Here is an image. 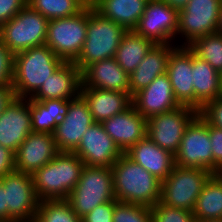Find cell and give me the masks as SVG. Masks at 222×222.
<instances>
[{
    "label": "cell",
    "instance_id": "cell-1",
    "mask_svg": "<svg viewBox=\"0 0 222 222\" xmlns=\"http://www.w3.org/2000/svg\"><path fill=\"white\" fill-rule=\"evenodd\" d=\"M111 169L117 201L151 208L160 201L162 181L135 163L125 153Z\"/></svg>",
    "mask_w": 222,
    "mask_h": 222
},
{
    "label": "cell",
    "instance_id": "cell-2",
    "mask_svg": "<svg viewBox=\"0 0 222 222\" xmlns=\"http://www.w3.org/2000/svg\"><path fill=\"white\" fill-rule=\"evenodd\" d=\"M84 162L73 152H59L32 174L38 199L66 200L79 182Z\"/></svg>",
    "mask_w": 222,
    "mask_h": 222
},
{
    "label": "cell",
    "instance_id": "cell-3",
    "mask_svg": "<svg viewBox=\"0 0 222 222\" xmlns=\"http://www.w3.org/2000/svg\"><path fill=\"white\" fill-rule=\"evenodd\" d=\"M63 62L46 44L14 54L12 87L16 97H32Z\"/></svg>",
    "mask_w": 222,
    "mask_h": 222
},
{
    "label": "cell",
    "instance_id": "cell-4",
    "mask_svg": "<svg viewBox=\"0 0 222 222\" xmlns=\"http://www.w3.org/2000/svg\"><path fill=\"white\" fill-rule=\"evenodd\" d=\"M127 30L87 6L86 40L78 58L73 62L81 72L94 62L115 57Z\"/></svg>",
    "mask_w": 222,
    "mask_h": 222
},
{
    "label": "cell",
    "instance_id": "cell-5",
    "mask_svg": "<svg viewBox=\"0 0 222 222\" xmlns=\"http://www.w3.org/2000/svg\"><path fill=\"white\" fill-rule=\"evenodd\" d=\"M113 173L110 167L84 166L79 182L66 201L82 218L96 206L115 200Z\"/></svg>",
    "mask_w": 222,
    "mask_h": 222
},
{
    "label": "cell",
    "instance_id": "cell-6",
    "mask_svg": "<svg viewBox=\"0 0 222 222\" xmlns=\"http://www.w3.org/2000/svg\"><path fill=\"white\" fill-rule=\"evenodd\" d=\"M214 173L205 169L175 165L162 181L160 203L193 212L197 198Z\"/></svg>",
    "mask_w": 222,
    "mask_h": 222
},
{
    "label": "cell",
    "instance_id": "cell-7",
    "mask_svg": "<svg viewBox=\"0 0 222 222\" xmlns=\"http://www.w3.org/2000/svg\"><path fill=\"white\" fill-rule=\"evenodd\" d=\"M49 20L28 5L0 27V40L13 53L45 45Z\"/></svg>",
    "mask_w": 222,
    "mask_h": 222
},
{
    "label": "cell",
    "instance_id": "cell-8",
    "mask_svg": "<svg viewBox=\"0 0 222 222\" xmlns=\"http://www.w3.org/2000/svg\"><path fill=\"white\" fill-rule=\"evenodd\" d=\"M87 6L77 15L49 20L45 44L64 62H74L83 48Z\"/></svg>",
    "mask_w": 222,
    "mask_h": 222
},
{
    "label": "cell",
    "instance_id": "cell-9",
    "mask_svg": "<svg viewBox=\"0 0 222 222\" xmlns=\"http://www.w3.org/2000/svg\"><path fill=\"white\" fill-rule=\"evenodd\" d=\"M221 5L222 0H189L178 12L176 37L185 38L179 46H188L197 38L217 32Z\"/></svg>",
    "mask_w": 222,
    "mask_h": 222
},
{
    "label": "cell",
    "instance_id": "cell-10",
    "mask_svg": "<svg viewBox=\"0 0 222 222\" xmlns=\"http://www.w3.org/2000/svg\"><path fill=\"white\" fill-rule=\"evenodd\" d=\"M209 135V123L198 114L186 127L175 165L205 169L213 172V155Z\"/></svg>",
    "mask_w": 222,
    "mask_h": 222
},
{
    "label": "cell",
    "instance_id": "cell-11",
    "mask_svg": "<svg viewBox=\"0 0 222 222\" xmlns=\"http://www.w3.org/2000/svg\"><path fill=\"white\" fill-rule=\"evenodd\" d=\"M199 114L189 106L181 105L147 119V136L159 147L175 155L186 127Z\"/></svg>",
    "mask_w": 222,
    "mask_h": 222
},
{
    "label": "cell",
    "instance_id": "cell-12",
    "mask_svg": "<svg viewBox=\"0 0 222 222\" xmlns=\"http://www.w3.org/2000/svg\"><path fill=\"white\" fill-rule=\"evenodd\" d=\"M0 180L6 190L8 222H34L40 200L32 175L15 170Z\"/></svg>",
    "mask_w": 222,
    "mask_h": 222
},
{
    "label": "cell",
    "instance_id": "cell-13",
    "mask_svg": "<svg viewBox=\"0 0 222 222\" xmlns=\"http://www.w3.org/2000/svg\"><path fill=\"white\" fill-rule=\"evenodd\" d=\"M177 20L175 9L161 0H149L133 31L155 44H172L177 33Z\"/></svg>",
    "mask_w": 222,
    "mask_h": 222
},
{
    "label": "cell",
    "instance_id": "cell-14",
    "mask_svg": "<svg viewBox=\"0 0 222 222\" xmlns=\"http://www.w3.org/2000/svg\"><path fill=\"white\" fill-rule=\"evenodd\" d=\"M95 123L87 102L79 95L69 100V108L55 127L53 134L59 152H73L82 136Z\"/></svg>",
    "mask_w": 222,
    "mask_h": 222
},
{
    "label": "cell",
    "instance_id": "cell-15",
    "mask_svg": "<svg viewBox=\"0 0 222 222\" xmlns=\"http://www.w3.org/2000/svg\"><path fill=\"white\" fill-rule=\"evenodd\" d=\"M85 166L112 167L123 152L106 133L101 123H94L73 151Z\"/></svg>",
    "mask_w": 222,
    "mask_h": 222
},
{
    "label": "cell",
    "instance_id": "cell-16",
    "mask_svg": "<svg viewBox=\"0 0 222 222\" xmlns=\"http://www.w3.org/2000/svg\"><path fill=\"white\" fill-rule=\"evenodd\" d=\"M58 153L53 134L31 132L14 153L15 170L32 175Z\"/></svg>",
    "mask_w": 222,
    "mask_h": 222
},
{
    "label": "cell",
    "instance_id": "cell-17",
    "mask_svg": "<svg viewBox=\"0 0 222 222\" xmlns=\"http://www.w3.org/2000/svg\"><path fill=\"white\" fill-rule=\"evenodd\" d=\"M31 132L30 102L16 97L0 115V144L15 153Z\"/></svg>",
    "mask_w": 222,
    "mask_h": 222
},
{
    "label": "cell",
    "instance_id": "cell-18",
    "mask_svg": "<svg viewBox=\"0 0 222 222\" xmlns=\"http://www.w3.org/2000/svg\"><path fill=\"white\" fill-rule=\"evenodd\" d=\"M132 105L146 120L181 106L175 99L167 74L156 77L132 97Z\"/></svg>",
    "mask_w": 222,
    "mask_h": 222
},
{
    "label": "cell",
    "instance_id": "cell-19",
    "mask_svg": "<svg viewBox=\"0 0 222 222\" xmlns=\"http://www.w3.org/2000/svg\"><path fill=\"white\" fill-rule=\"evenodd\" d=\"M101 124L123 153L147 136V120L133 105Z\"/></svg>",
    "mask_w": 222,
    "mask_h": 222
},
{
    "label": "cell",
    "instance_id": "cell-20",
    "mask_svg": "<svg viewBox=\"0 0 222 222\" xmlns=\"http://www.w3.org/2000/svg\"><path fill=\"white\" fill-rule=\"evenodd\" d=\"M191 73L192 51L187 46H177L169 55L166 74L178 103L194 108V88Z\"/></svg>",
    "mask_w": 222,
    "mask_h": 222
},
{
    "label": "cell",
    "instance_id": "cell-21",
    "mask_svg": "<svg viewBox=\"0 0 222 222\" xmlns=\"http://www.w3.org/2000/svg\"><path fill=\"white\" fill-rule=\"evenodd\" d=\"M82 72L73 62H63L31 97L34 100H71L80 95Z\"/></svg>",
    "mask_w": 222,
    "mask_h": 222
},
{
    "label": "cell",
    "instance_id": "cell-22",
    "mask_svg": "<svg viewBox=\"0 0 222 222\" xmlns=\"http://www.w3.org/2000/svg\"><path fill=\"white\" fill-rule=\"evenodd\" d=\"M80 95L87 102L96 123H102L132 105V97L126 92L89 88L81 84Z\"/></svg>",
    "mask_w": 222,
    "mask_h": 222
},
{
    "label": "cell",
    "instance_id": "cell-23",
    "mask_svg": "<svg viewBox=\"0 0 222 222\" xmlns=\"http://www.w3.org/2000/svg\"><path fill=\"white\" fill-rule=\"evenodd\" d=\"M125 154L160 181H164L175 166V155L159 147L148 136Z\"/></svg>",
    "mask_w": 222,
    "mask_h": 222
},
{
    "label": "cell",
    "instance_id": "cell-24",
    "mask_svg": "<svg viewBox=\"0 0 222 222\" xmlns=\"http://www.w3.org/2000/svg\"><path fill=\"white\" fill-rule=\"evenodd\" d=\"M177 46L179 45L155 44L151 48L137 68L129 74L131 97L146 88L156 77L166 74L169 55Z\"/></svg>",
    "mask_w": 222,
    "mask_h": 222
},
{
    "label": "cell",
    "instance_id": "cell-25",
    "mask_svg": "<svg viewBox=\"0 0 222 222\" xmlns=\"http://www.w3.org/2000/svg\"><path fill=\"white\" fill-rule=\"evenodd\" d=\"M82 84L89 88L130 93L129 74L119 66L115 57L89 65L82 72Z\"/></svg>",
    "mask_w": 222,
    "mask_h": 222
},
{
    "label": "cell",
    "instance_id": "cell-26",
    "mask_svg": "<svg viewBox=\"0 0 222 222\" xmlns=\"http://www.w3.org/2000/svg\"><path fill=\"white\" fill-rule=\"evenodd\" d=\"M191 74L194 88V109L199 112L208 102L222 96L221 74L208 62L195 56L193 52Z\"/></svg>",
    "mask_w": 222,
    "mask_h": 222
},
{
    "label": "cell",
    "instance_id": "cell-27",
    "mask_svg": "<svg viewBox=\"0 0 222 222\" xmlns=\"http://www.w3.org/2000/svg\"><path fill=\"white\" fill-rule=\"evenodd\" d=\"M149 0H97L93 8L103 17L111 19L124 27L127 31H133Z\"/></svg>",
    "mask_w": 222,
    "mask_h": 222
},
{
    "label": "cell",
    "instance_id": "cell-28",
    "mask_svg": "<svg viewBox=\"0 0 222 222\" xmlns=\"http://www.w3.org/2000/svg\"><path fill=\"white\" fill-rule=\"evenodd\" d=\"M33 132L52 134L58 122L65 117L69 100L46 99L37 101L28 98Z\"/></svg>",
    "mask_w": 222,
    "mask_h": 222
},
{
    "label": "cell",
    "instance_id": "cell-29",
    "mask_svg": "<svg viewBox=\"0 0 222 222\" xmlns=\"http://www.w3.org/2000/svg\"><path fill=\"white\" fill-rule=\"evenodd\" d=\"M194 220L222 219V175L213 174L197 198Z\"/></svg>",
    "mask_w": 222,
    "mask_h": 222
},
{
    "label": "cell",
    "instance_id": "cell-30",
    "mask_svg": "<svg viewBox=\"0 0 222 222\" xmlns=\"http://www.w3.org/2000/svg\"><path fill=\"white\" fill-rule=\"evenodd\" d=\"M155 43L134 31H127L116 51L115 59L128 74L133 72Z\"/></svg>",
    "mask_w": 222,
    "mask_h": 222
},
{
    "label": "cell",
    "instance_id": "cell-31",
    "mask_svg": "<svg viewBox=\"0 0 222 222\" xmlns=\"http://www.w3.org/2000/svg\"><path fill=\"white\" fill-rule=\"evenodd\" d=\"M199 59L222 74V34L215 32L195 39L187 46Z\"/></svg>",
    "mask_w": 222,
    "mask_h": 222
},
{
    "label": "cell",
    "instance_id": "cell-32",
    "mask_svg": "<svg viewBox=\"0 0 222 222\" xmlns=\"http://www.w3.org/2000/svg\"><path fill=\"white\" fill-rule=\"evenodd\" d=\"M27 5L48 20L77 15L86 7L81 0H27Z\"/></svg>",
    "mask_w": 222,
    "mask_h": 222
},
{
    "label": "cell",
    "instance_id": "cell-33",
    "mask_svg": "<svg viewBox=\"0 0 222 222\" xmlns=\"http://www.w3.org/2000/svg\"><path fill=\"white\" fill-rule=\"evenodd\" d=\"M34 222H81L66 200H41Z\"/></svg>",
    "mask_w": 222,
    "mask_h": 222
},
{
    "label": "cell",
    "instance_id": "cell-34",
    "mask_svg": "<svg viewBox=\"0 0 222 222\" xmlns=\"http://www.w3.org/2000/svg\"><path fill=\"white\" fill-rule=\"evenodd\" d=\"M113 222H152L151 207L117 201L114 205Z\"/></svg>",
    "mask_w": 222,
    "mask_h": 222
},
{
    "label": "cell",
    "instance_id": "cell-35",
    "mask_svg": "<svg viewBox=\"0 0 222 222\" xmlns=\"http://www.w3.org/2000/svg\"><path fill=\"white\" fill-rule=\"evenodd\" d=\"M152 222H195L193 212L156 203L152 208Z\"/></svg>",
    "mask_w": 222,
    "mask_h": 222
},
{
    "label": "cell",
    "instance_id": "cell-36",
    "mask_svg": "<svg viewBox=\"0 0 222 222\" xmlns=\"http://www.w3.org/2000/svg\"><path fill=\"white\" fill-rule=\"evenodd\" d=\"M14 54L0 40V86L12 85Z\"/></svg>",
    "mask_w": 222,
    "mask_h": 222
},
{
    "label": "cell",
    "instance_id": "cell-37",
    "mask_svg": "<svg viewBox=\"0 0 222 222\" xmlns=\"http://www.w3.org/2000/svg\"><path fill=\"white\" fill-rule=\"evenodd\" d=\"M209 135L213 155V173H222V129L209 124Z\"/></svg>",
    "mask_w": 222,
    "mask_h": 222
},
{
    "label": "cell",
    "instance_id": "cell-38",
    "mask_svg": "<svg viewBox=\"0 0 222 222\" xmlns=\"http://www.w3.org/2000/svg\"><path fill=\"white\" fill-rule=\"evenodd\" d=\"M117 200L102 203L81 218V222H113L114 205Z\"/></svg>",
    "mask_w": 222,
    "mask_h": 222
},
{
    "label": "cell",
    "instance_id": "cell-39",
    "mask_svg": "<svg viewBox=\"0 0 222 222\" xmlns=\"http://www.w3.org/2000/svg\"><path fill=\"white\" fill-rule=\"evenodd\" d=\"M199 114L212 126L222 129V96L208 102Z\"/></svg>",
    "mask_w": 222,
    "mask_h": 222
},
{
    "label": "cell",
    "instance_id": "cell-40",
    "mask_svg": "<svg viewBox=\"0 0 222 222\" xmlns=\"http://www.w3.org/2000/svg\"><path fill=\"white\" fill-rule=\"evenodd\" d=\"M27 5V0H0V27Z\"/></svg>",
    "mask_w": 222,
    "mask_h": 222
},
{
    "label": "cell",
    "instance_id": "cell-41",
    "mask_svg": "<svg viewBox=\"0 0 222 222\" xmlns=\"http://www.w3.org/2000/svg\"><path fill=\"white\" fill-rule=\"evenodd\" d=\"M13 171H15L14 152L0 144V179Z\"/></svg>",
    "mask_w": 222,
    "mask_h": 222
},
{
    "label": "cell",
    "instance_id": "cell-42",
    "mask_svg": "<svg viewBox=\"0 0 222 222\" xmlns=\"http://www.w3.org/2000/svg\"><path fill=\"white\" fill-rule=\"evenodd\" d=\"M15 98L16 95L12 85L0 86V115Z\"/></svg>",
    "mask_w": 222,
    "mask_h": 222
},
{
    "label": "cell",
    "instance_id": "cell-43",
    "mask_svg": "<svg viewBox=\"0 0 222 222\" xmlns=\"http://www.w3.org/2000/svg\"><path fill=\"white\" fill-rule=\"evenodd\" d=\"M0 219L8 222V208L6 206V190L0 180Z\"/></svg>",
    "mask_w": 222,
    "mask_h": 222
},
{
    "label": "cell",
    "instance_id": "cell-44",
    "mask_svg": "<svg viewBox=\"0 0 222 222\" xmlns=\"http://www.w3.org/2000/svg\"><path fill=\"white\" fill-rule=\"evenodd\" d=\"M177 12L183 10L189 0H161Z\"/></svg>",
    "mask_w": 222,
    "mask_h": 222
},
{
    "label": "cell",
    "instance_id": "cell-45",
    "mask_svg": "<svg viewBox=\"0 0 222 222\" xmlns=\"http://www.w3.org/2000/svg\"><path fill=\"white\" fill-rule=\"evenodd\" d=\"M217 32L222 34V5L220 9L219 21L217 26Z\"/></svg>",
    "mask_w": 222,
    "mask_h": 222
},
{
    "label": "cell",
    "instance_id": "cell-46",
    "mask_svg": "<svg viewBox=\"0 0 222 222\" xmlns=\"http://www.w3.org/2000/svg\"><path fill=\"white\" fill-rule=\"evenodd\" d=\"M86 6H94L97 0H81Z\"/></svg>",
    "mask_w": 222,
    "mask_h": 222
},
{
    "label": "cell",
    "instance_id": "cell-47",
    "mask_svg": "<svg viewBox=\"0 0 222 222\" xmlns=\"http://www.w3.org/2000/svg\"><path fill=\"white\" fill-rule=\"evenodd\" d=\"M195 222H222V219H213V220H195Z\"/></svg>",
    "mask_w": 222,
    "mask_h": 222
},
{
    "label": "cell",
    "instance_id": "cell-48",
    "mask_svg": "<svg viewBox=\"0 0 222 222\" xmlns=\"http://www.w3.org/2000/svg\"><path fill=\"white\" fill-rule=\"evenodd\" d=\"M221 94H222V74H221Z\"/></svg>",
    "mask_w": 222,
    "mask_h": 222
}]
</instances>
